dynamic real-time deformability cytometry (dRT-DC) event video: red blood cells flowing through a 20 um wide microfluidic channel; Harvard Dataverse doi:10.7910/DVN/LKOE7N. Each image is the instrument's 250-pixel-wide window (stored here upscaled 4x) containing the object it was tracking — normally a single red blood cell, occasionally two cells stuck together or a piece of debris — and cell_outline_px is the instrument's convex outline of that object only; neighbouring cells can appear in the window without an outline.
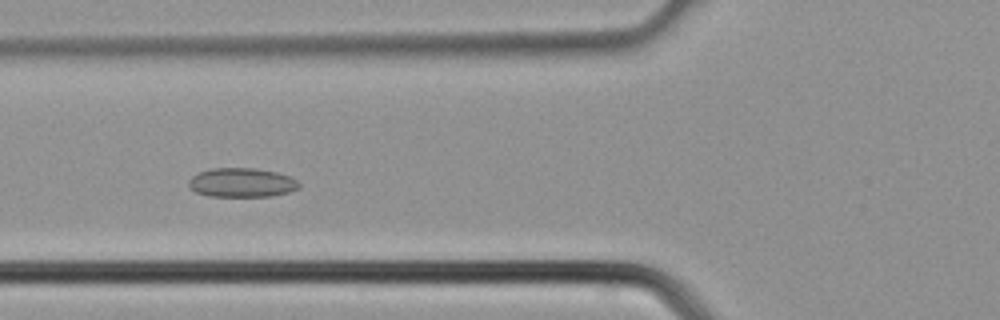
{"species": "common noctule bat (a hibernating species)", "species_latin": "Nyctalus noctula", "temperature_condition": "cold", "stored_images_in_passage": 3, "camera_frame_rate_fps": 3000, "um_per_image_px": 0.085, "animal": {"sex": "male", "body_mass_g": 21.5, "forearm_length_mm": 52.0}, "frame": {"image": 1, "passage_image": 3, "time_ms": 0.667, "image_size_px": [1000, 320], "cell_outline_px": [[300, 188], [288, 192], [272, 196], [208, 196], [196, 192], [188, 188], [188, 180], [192, 176], [200, 172], [212, 168], [256, 168], [276, 172], [288, 176], [296, 180], [300, 184]], "centroid_in_image_um": [20.53, 15.52], "position_along_channel_um": 105.3, "area_um2": 18.79}}